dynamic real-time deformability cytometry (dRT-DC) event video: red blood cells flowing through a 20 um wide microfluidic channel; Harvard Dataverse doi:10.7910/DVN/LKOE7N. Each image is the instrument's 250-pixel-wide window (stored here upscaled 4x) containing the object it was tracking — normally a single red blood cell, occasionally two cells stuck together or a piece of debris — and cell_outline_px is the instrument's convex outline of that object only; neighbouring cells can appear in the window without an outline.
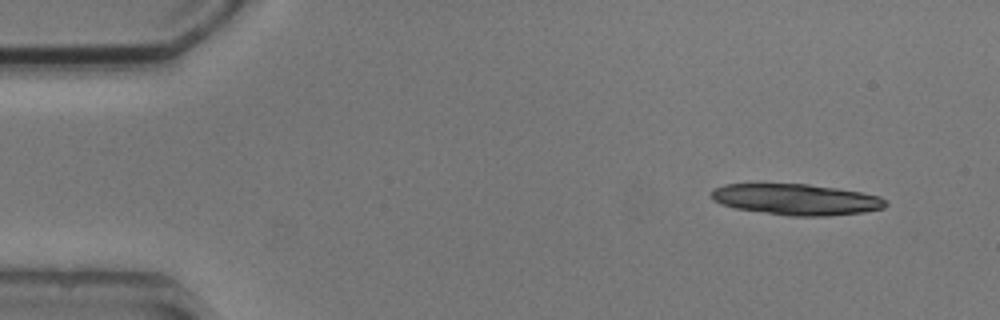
{"species": "common noctule bat (a hibernating species)", "species_latin": "Nyctalus noctula", "temperature_condition": "cold", "stored_images_in_passage": 4, "camera_frame_rate_fps": 3000, "um_per_image_px": 0.085, "animal": {"sex": "male", "body_mass_g": 20.5, "forearm_length_mm": 52.5}, "frame": {"image": 1, "passage_image": 1, "time_ms": 0.0, "image_size_px": [1000, 320], "cell_outline_px": [[888, 204], [884, 208], [864, 212], [828, 216], [788, 216], [736, 208], [720, 204], [712, 200], [712, 188], [724, 184], [808, 184], [836, 188], [860, 192], [880, 196]], "centroid_in_image_um": [67.67, 16.95], "position_along_channel_um": 17.3, "area_um2": 31.56}}
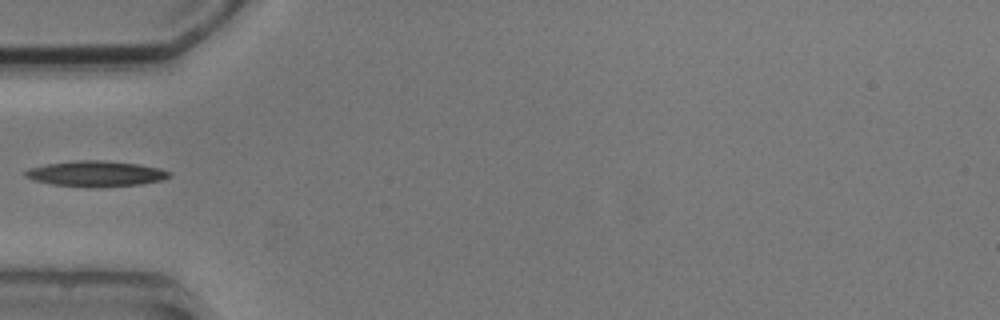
{"frame": {"image": 2, "passage_image": 4, "time_ms": 4.333, "image_size_px": [1000, 320], "cell_outline_px": [[172, 176], [160, 180], [140, 184], [88, 188], [52, 184], [32, 180], [24, 176], [24, 172], [28, 168], [48, 164], [76, 160], [104, 160], [136, 164], [160, 168], [172, 172]], "centroid_in_image_um": [8.13, 14.77], "position_along_channel_um": 76.9, "area_um2": 21.56}}